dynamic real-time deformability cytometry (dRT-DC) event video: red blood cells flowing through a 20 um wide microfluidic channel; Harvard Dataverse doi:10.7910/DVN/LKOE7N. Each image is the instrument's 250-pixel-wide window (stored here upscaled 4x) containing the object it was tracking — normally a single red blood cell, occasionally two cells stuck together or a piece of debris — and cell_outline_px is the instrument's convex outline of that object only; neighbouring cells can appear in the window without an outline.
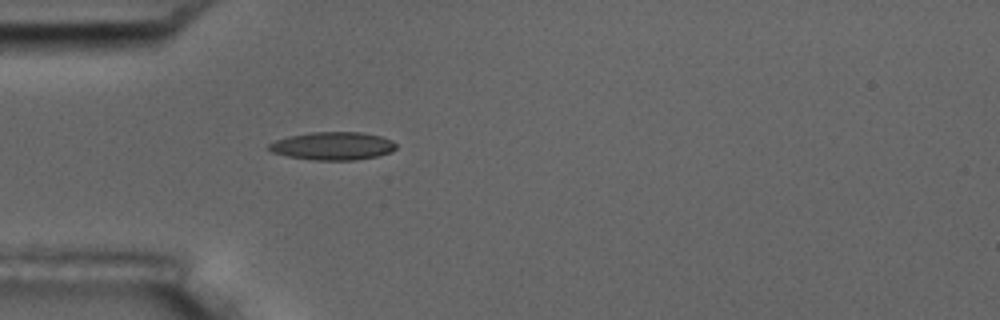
{"species": "common noctule bat (a hibernating species)", "species_latin": "Nyctalus noctula", "temperature_condition": "room temperature", "stored_images_in_passage": 1, "camera_frame_rate_fps": 3000, "um_per_image_px": 0.085, "animal": {"sex": "male", "body_mass_g": 17.5, "forearm_length_mm": 52.3}, "frame": {"image": 1, "passage_image": 1, "time_ms": 0.0, "image_size_px": [1000, 320], "cell_outline_px": [[396, 148], [392, 152], [376, 156], [356, 160], [316, 160], [288, 156], [272, 152], [268, 148], [268, 144], [276, 140], [288, 136], [312, 132], [360, 132], [380, 136], [392, 140], [396, 144]], "centroid_in_image_um": [28.3, 12.4], "position_along_channel_um": 56.7, "area_um2": 20.69}}